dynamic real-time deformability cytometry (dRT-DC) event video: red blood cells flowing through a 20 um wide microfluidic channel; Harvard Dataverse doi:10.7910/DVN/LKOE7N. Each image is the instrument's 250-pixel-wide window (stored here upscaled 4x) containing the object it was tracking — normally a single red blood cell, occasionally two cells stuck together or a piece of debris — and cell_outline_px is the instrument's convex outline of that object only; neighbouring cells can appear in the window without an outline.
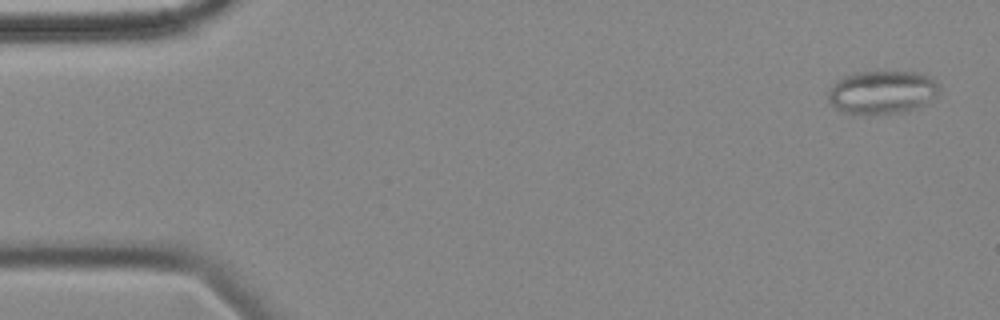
{"species": "common noctule bat (a hibernating species)", "species_latin": "Nyctalus noctula", "temperature_condition": "cold", "stored_images_in_passage": 3, "camera_frame_rate_fps": 3000, "um_per_image_px": 0.085, "animal": {"sex": "female", "body_mass_g": 18.4}, "frame": {"image": 1, "passage_image": 1, "time_ms": 0.0, "image_size_px": [1000, 320], "cell_outline_px": [[940, 92], [936, 96], [924, 104], [900, 112], [872, 116], [864, 116], [844, 112], [836, 108], [828, 100], [828, 92], [844, 76], [852, 72], [916, 72], [928, 76], [940, 84]], "centroid_in_image_um": [74.99, 7.86], "position_along_channel_um": 10.0, "area_um2": 28.09}}